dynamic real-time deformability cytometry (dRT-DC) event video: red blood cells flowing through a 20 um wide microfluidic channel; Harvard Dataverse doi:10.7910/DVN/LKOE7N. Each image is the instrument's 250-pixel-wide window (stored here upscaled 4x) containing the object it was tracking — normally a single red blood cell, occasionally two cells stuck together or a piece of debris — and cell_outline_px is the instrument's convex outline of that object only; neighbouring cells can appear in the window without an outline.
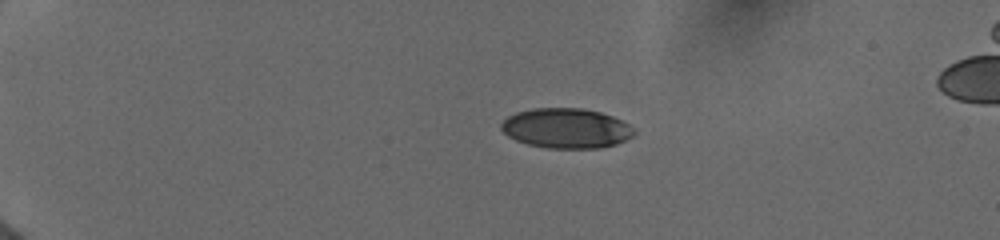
{"species": "human", "species_latin": "Homo sapiens", "temperature_condition": "cold", "stored_images_in_passage": 15, "camera_frame_rate_fps": 3000, "um_per_image_px": 0.085, "donor": {"sex": "female"}, "frame": {"image": 1, "passage_image": 3, "time_ms": 1.0, "image_size_px": [1000, 240], "cell_outline_px": [[636, 132], [632, 136], [616, 144], [600, 148], [548, 148], [528, 144], [516, 140], [508, 136], [500, 128], [500, 124], [508, 116], [516, 112], [532, 108], [584, 108], [600, 112], [612, 116], [628, 124]], "centroid_in_image_um": [48.11, 10.9], "position_along_channel_um": 36.9, "area_um2": 30.87}}
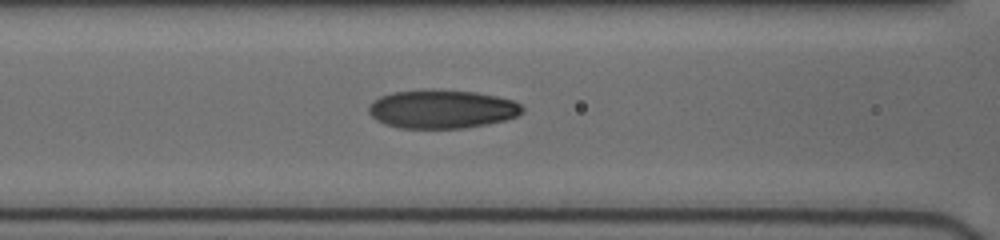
{"frame": {"image": 2, "passage_image": 9, "time_ms": 5.333, "image_size_px": [1000, 240], "cell_outline_px": [[524, 112], [516, 116], [504, 120], [488, 124], [464, 128], [396, 128], [384, 124], [376, 120], [368, 112], [368, 104], [372, 100], [380, 96], [392, 92], [432, 88], [476, 92], [496, 96], [512, 100], [520, 104], [524, 108]], "centroid_in_image_um": [37.52, 9.26], "position_along_channel_um": 129.1, "area_um2": 35.08}}
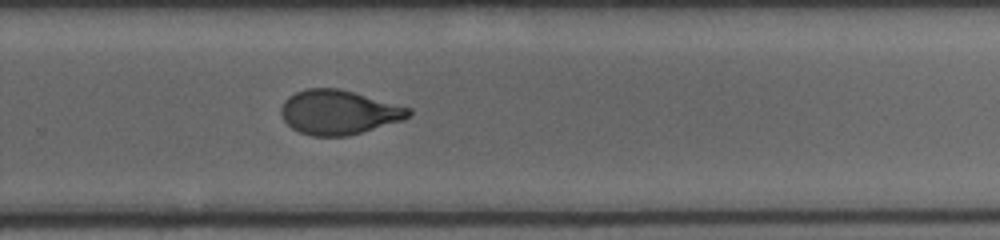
{"frame": {"image": 3, "passage_image": 15, "time_ms": 9.667, "image_size_px": [1000, 240], "cell_outline_px": [[412, 112], [404, 120], [348, 136], [312, 136], [300, 132], [292, 128], [284, 120], [280, 112], [280, 108], [284, 100], [288, 96], [304, 88], [340, 88], [412, 108]], "centroid_in_image_um": [28.78, 9.53], "position_along_channel_um": 301.0, "area_um2": 33.18}}